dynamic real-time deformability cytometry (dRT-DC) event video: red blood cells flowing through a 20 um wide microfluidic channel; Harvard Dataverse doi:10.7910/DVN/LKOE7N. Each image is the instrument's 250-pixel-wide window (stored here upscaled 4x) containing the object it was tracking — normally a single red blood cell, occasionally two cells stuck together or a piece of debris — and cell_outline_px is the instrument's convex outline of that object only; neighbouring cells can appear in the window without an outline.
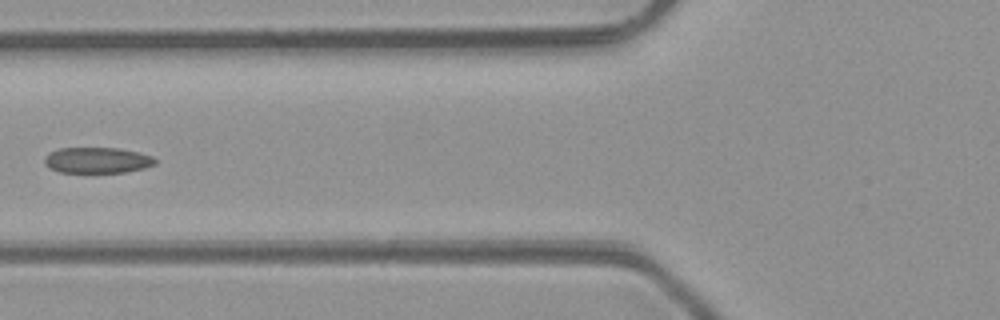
{"species": "common noctule bat (a hibernating species)", "species_latin": "Nyctalus noctula", "temperature_condition": "room temperature", "stored_images_in_passage": 4, "camera_frame_rate_fps": 3000, "um_per_image_px": 0.085, "animal": {"sex": "male", "body_mass_g": 23.1, "forearm_length_mm": 52.7}, "frame": {"image": 1, "passage_image": 4, "time_ms": 3.333, "image_size_px": [1000, 320], "cell_outline_px": [[156, 164], [144, 168], [124, 172], [60, 172], [48, 168], [44, 164], [44, 156], [48, 152], [60, 148], [120, 148], [152, 156], [156, 160]], "centroid_in_image_um": [8.22, 13.61], "position_along_channel_um": 117.6, "area_um2": 16.7}}